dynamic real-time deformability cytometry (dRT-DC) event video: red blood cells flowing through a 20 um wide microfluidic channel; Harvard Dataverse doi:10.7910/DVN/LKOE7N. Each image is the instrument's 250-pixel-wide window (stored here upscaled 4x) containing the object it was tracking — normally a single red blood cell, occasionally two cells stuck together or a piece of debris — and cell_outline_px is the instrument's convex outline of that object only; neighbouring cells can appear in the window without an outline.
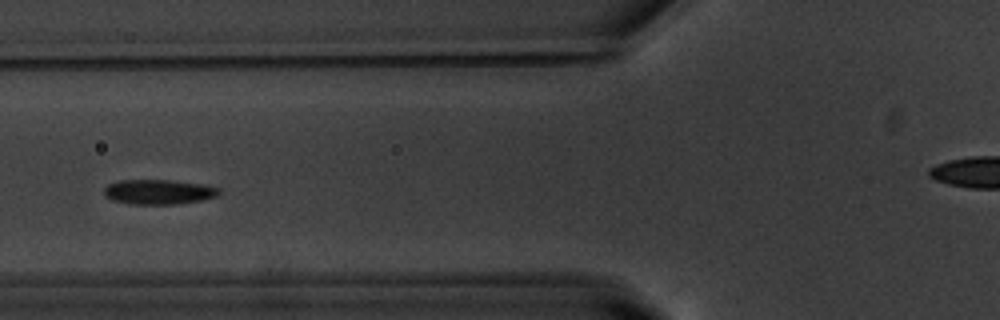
{"species": "common noctule bat (a hibernating species)", "species_latin": "Nyctalus noctula", "temperature_condition": "warm", "stored_images_in_passage": 46, "camera_frame_rate_fps": 3000, "um_per_image_px": 0.085, "animal": {"sex": "male", "body_mass_g": 20.1, "forearm_length_mm": 53.5}, "frame": {"image": 1, "passage_image": 12, "time_ms": 3.667, "image_size_px": [1000, 320], "cell_outline_px": [[220, 192], [216, 196], [200, 200], [176, 204], [132, 204], [112, 200], [104, 196], [104, 188], [108, 184], [120, 180], [172, 180], [204, 184], [220, 188]], "centroid_in_image_um": [13.47, 16.3], "position_along_channel_um": 112.3, "area_um2": 16.65}}
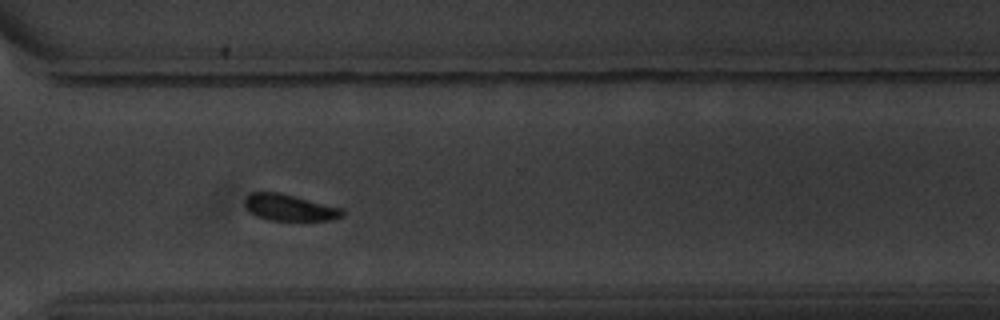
{"frame": {"image": 2, "passage_image": 31, "time_ms": 10.0, "image_size_px": [1000, 320], "cell_outline_px": [[344, 216], [332, 220], [268, 220], [256, 216], [248, 212], [244, 204], [244, 200], [252, 192], [280, 192], [344, 208]], "centroid_in_image_um": [24.62, 17.64], "position_along_channel_um": 346.0, "area_um2": 15.26}}
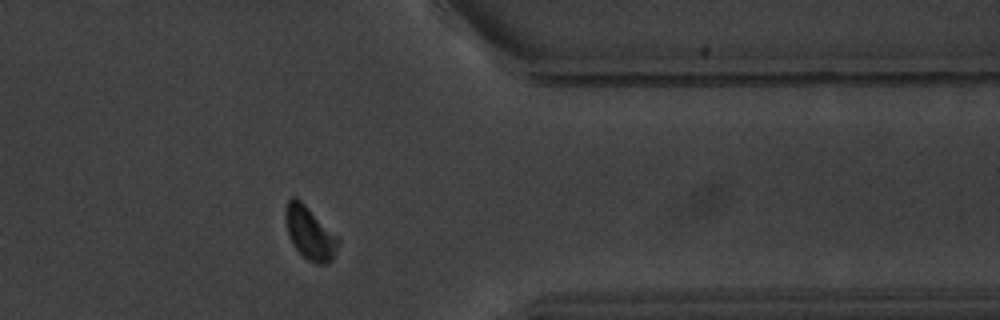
{"frame": {"image": 3, "passage_image": 35, "time_ms": 11.333, "image_size_px": [1000, 320], "cell_outline_px": [[340, 240], [332, 260], [328, 264], [316, 264], [308, 260], [296, 248], [288, 232], [284, 216], [284, 208], [288, 200], [292, 196], [296, 196]], "centroid_in_image_um": [26.31, 19.8], "position_along_channel_um": 385.1, "area_um2": 15.84}, "authors_computed_cell_mechanics": {"area_um2": 16.0106, "velocity_mm_per_s": 3.6923, "shape_relaxation_time_tau1_ms": 3.5734, "shape_relaxation_time_tau2_ms": 3.5028, "deformation_change_tau1": 0.2068, "deformation_change_tau2": 0.0677}}